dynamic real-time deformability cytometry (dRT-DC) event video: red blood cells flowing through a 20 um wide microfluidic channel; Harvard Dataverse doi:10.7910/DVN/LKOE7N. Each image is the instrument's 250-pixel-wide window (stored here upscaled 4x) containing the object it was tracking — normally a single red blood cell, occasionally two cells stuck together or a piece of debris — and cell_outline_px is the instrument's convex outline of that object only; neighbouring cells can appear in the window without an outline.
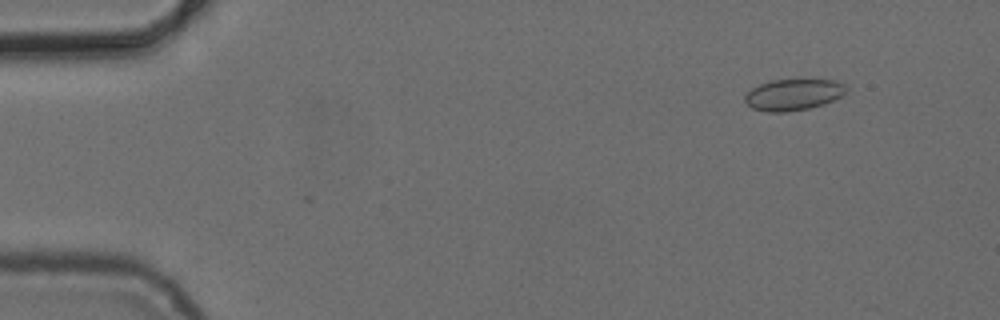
{"species": "common noctule bat (a hibernating species)", "species_latin": "Nyctalus noctula", "temperature_condition": "cold", "stored_images_in_passage": 4, "camera_frame_rate_fps": 3000, "um_per_image_px": 0.085, "animal": {"sex": "female", "body_mass_g": 24.6, "forearm_length_mm": 56.2}, "frame": {"image": 1, "passage_image": 1, "time_ms": 0.0, "image_size_px": [1000, 320], "cell_outline_px": [[848, 92], [824, 104], [808, 108], [788, 112], [768, 112], [752, 108], [744, 100], [744, 96], [752, 88], [760, 84], [772, 80], [804, 76], [836, 80], [844, 84], [848, 88]], "centroid_in_image_um": [67.49, 7.98], "position_along_channel_um": 17.5, "area_um2": 19.36}}
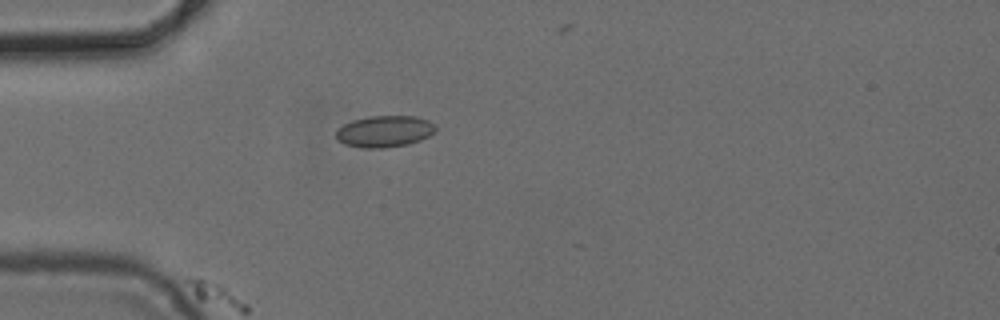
{"frame": {"image": 2, "passage_image": 4, "time_ms": 3.333, "image_size_px": [1000, 320], "cell_outline_px": [[436, 132], [420, 140], [408, 144], [384, 148], [360, 148], [344, 144], [336, 140], [336, 132], [344, 124], [352, 120], [368, 116], [416, 116], [428, 120], [436, 124]], "centroid_in_image_um": [32.69, 11.17], "position_along_channel_um": 52.3, "area_um2": 18.5}}